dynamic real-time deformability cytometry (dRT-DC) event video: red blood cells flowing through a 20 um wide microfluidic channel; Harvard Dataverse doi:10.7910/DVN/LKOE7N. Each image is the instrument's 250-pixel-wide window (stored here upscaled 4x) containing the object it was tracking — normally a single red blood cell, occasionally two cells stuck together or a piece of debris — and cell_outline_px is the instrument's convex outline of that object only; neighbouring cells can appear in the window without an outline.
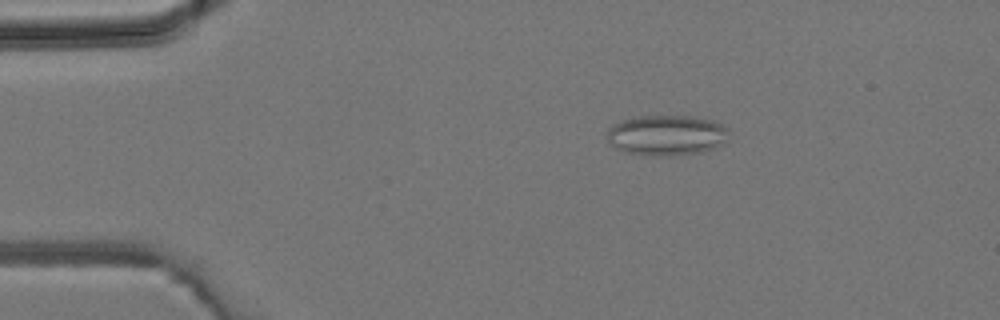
{"species": "common noctule bat (a hibernating species)", "species_latin": "Nyctalus noctula", "temperature_condition": "room temperature", "stored_images_in_passage": 44, "camera_frame_rate_fps": 3000, "um_per_image_px": 0.085, "animal": {"sex": "male", "body_mass_g": 19.2, "forearm_length_mm": 51.8}, "frame": {"image": 1, "passage_image": 8, "time_ms": 2.333, "image_size_px": [1000, 320], "cell_outline_px": [[728, 140], [712, 148], [700, 152], [668, 156], [652, 156], [624, 152], [608, 144], [608, 128], [612, 124], [632, 116], [692, 116], [716, 120], [728, 128]], "centroid_in_image_um": [56.64, 11.48], "position_along_channel_um": 28.4, "area_um2": 29.07}}
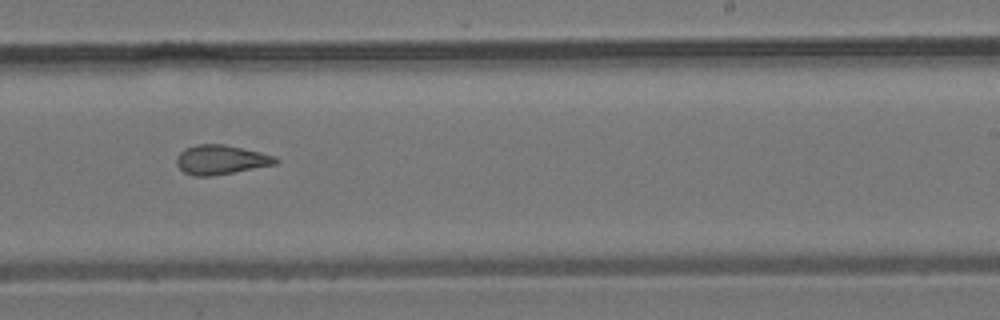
{"frame": {"image": 2, "passage_image": 27, "time_ms": 8.667, "image_size_px": [1000, 320], "cell_outline_px": [[280, 160], [276, 164], [212, 176], [196, 176], [184, 172], [176, 164], [176, 156], [184, 148], [196, 144], [224, 144], [260, 152], [276, 156]], "centroid_in_image_um": [18.76, 13.57], "position_along_channel_um": 270.2, "area_um2": 16.99}}
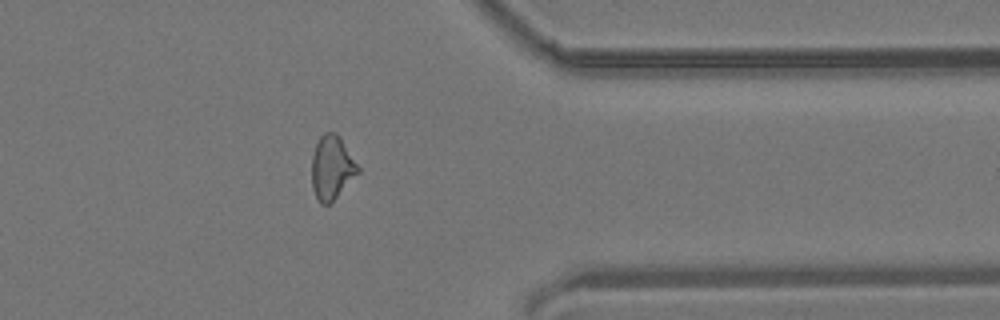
{"frame": {"image": 3, "passage_image": 35, "time_ms": 11.333, "image_size_px": [1000, 320], "cell_outline_px": [[360, 172], [328, 204], [320, 204], [312, 188], [312, 156], [316, 144], [320, 136], [324, 132], [336, 132], [340, 136], [360, 168]], "centroid_in_image_um": [28.21, 14.21], "position_along_channel_um": 383.2, "area_um2": 17.05}}